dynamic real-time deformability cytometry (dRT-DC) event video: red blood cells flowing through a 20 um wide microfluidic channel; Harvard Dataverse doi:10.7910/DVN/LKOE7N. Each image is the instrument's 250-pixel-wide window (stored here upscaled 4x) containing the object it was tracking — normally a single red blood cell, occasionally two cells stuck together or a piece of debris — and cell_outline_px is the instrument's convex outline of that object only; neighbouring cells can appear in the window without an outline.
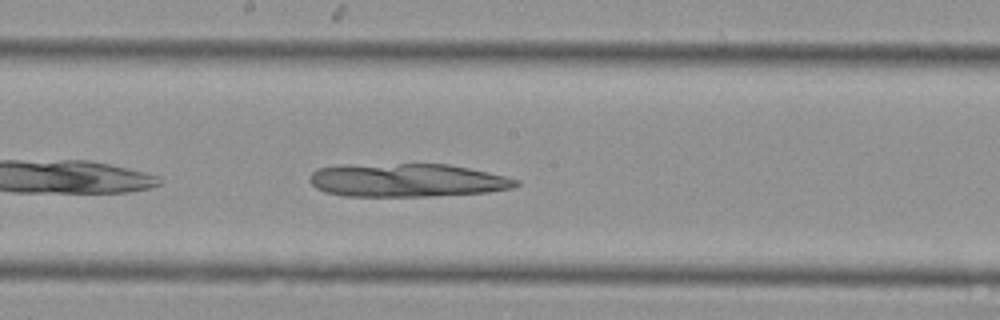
{"species": "Egyptian fruit bat (a non-hibernating species)", "species_latin": "Rousettus aegyptiacus", "temperature_condition": "cold", "stored_images_in_passage": 37, "camera_frame_rate_fps": 3000, "um_per_image_px": 0.085, "animal": {"sex": "female"}, "frame": {"image": 1, "passage_image": 19, "time_ms": 6.0, "image_size_px": [1000, 320], "cell_outline_px": [[520, 184], [512, 188], [488, 192], [428, 196], [344, 196], [324, 192], [316, 188], [308, 180], [312, 172], [316, 168], [344, 164], [448, 164], [488, 172], [520, 180]], "centroid_in_image_um": [34.55, 15.31], "position_along_channel_um": 213.7, "area_um2": 40.34}}
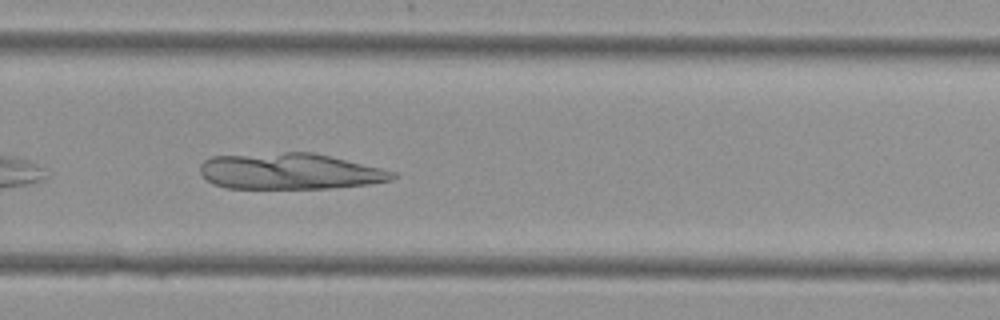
{"frame": {"image": 2, "passage_image": 25, "time_ms": 8.0, "image_size_px": [1000, 320], "cell_outline_px": [[400, 176], [392, 180], [368, 184], [328, 188], [224, 188], [212, 184], [200, 172], [200, 164], [204, 160], [212, 156], [284, 152], [312, 152], [380, 168], [396, 172]], "centroid_in_image_um": [24.62, 14.56], "position_along_channel_um": 305.2, "area_um2": 40.46}}